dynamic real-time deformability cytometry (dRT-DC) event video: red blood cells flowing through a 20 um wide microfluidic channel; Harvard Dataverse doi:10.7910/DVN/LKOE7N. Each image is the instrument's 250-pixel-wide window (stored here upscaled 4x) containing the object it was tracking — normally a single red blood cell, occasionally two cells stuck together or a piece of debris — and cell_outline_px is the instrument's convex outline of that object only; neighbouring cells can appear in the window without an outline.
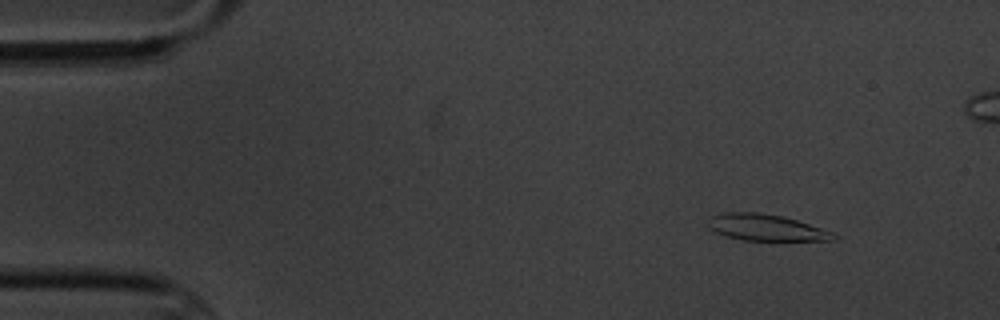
{"species": "common noctule bat (a hibernating species)", "species_latin": "Nyctalus noctula", "temperature_condition": "cold", "stored_images_in_passage": 5, "camera_frame_rate_fps": 3000, "um_per_image_px": 0.085, "animal": {"sex": "male", "body_mass_g": 20.1, "forearm_length_mm": 53.5}, "frame": {"image": 1, "passage_image": 1, "time_ms": 0.0, "image_size_px": [1000, 320], "cell_outline_px": [[840, 236], [836, 240], [744, 240], [724, 236], [708, 228], [708, 220], [712, 216], [724, 212], [760, 212], [780, 216], [796, 220], [832, 232]], "centroid_in_image_um": [65.08, 19.34], "position_along_channel_um": 19.9, "area_um2": 19.19}}
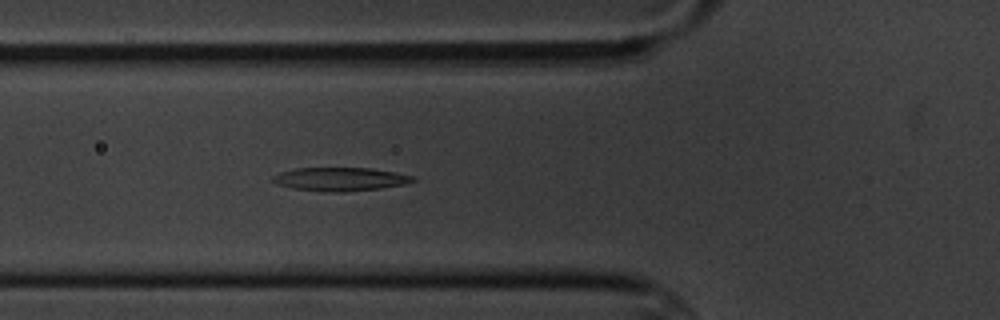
{"frame": {"image": 2, "passage_image": 5, "time_ms": 4.667, "image_size_px": [1000, 320], "cell_outline_px": [[416, 180], [404, 184], [380, 188], [344, 192], [320, 192], [292, 188], [276, 184], [272, 180], [272, 176], [280, 172], [296, 168], [372, 168], [416, 176]], "centroid_in_image_um": [28.9, 15.23], "position_along_channel_um": 96.9, "area_um2": 19.31}}